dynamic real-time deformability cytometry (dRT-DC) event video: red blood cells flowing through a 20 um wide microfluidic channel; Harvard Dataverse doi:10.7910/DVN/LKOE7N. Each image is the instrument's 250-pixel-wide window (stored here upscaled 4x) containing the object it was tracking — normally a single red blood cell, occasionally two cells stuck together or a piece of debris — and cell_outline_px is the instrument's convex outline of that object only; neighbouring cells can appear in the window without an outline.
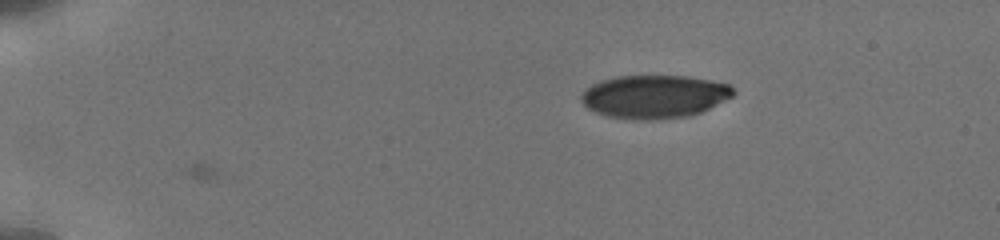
{"species": "human", "species_latin": "Homo sapiens", "temperature_condition": "cold", "stored_images_in_passage": 41, "camera_frame_rate_fps": 3000, "um_per_image_px": 0.085, "donor": {"sex": "male"}, "frame": {"image": 1, "passage_image": 1, "time_ms": 0.0, "image_size_px": [1000, 240], "cell_outline_px": [[736, 92], [732, 96], [700, 112], [688, 116], [660, 120], [632, 120], [608, 116], [596, 112], [588, 108], [580, 100], [580, 96], [592, 84], [600, 80], [616, 76], [688, 76], [712, 80], [728, 84]], "centroid_in_image_um": [55.6, 8.21], "position_along_channel_um": 29.4, "area_um2": 38.32}}
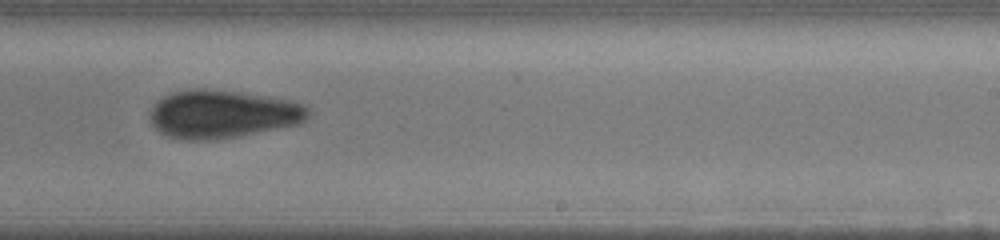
{"frame": {"image": 2, "passage_image": 24, "time_ms": 8.667, "image_size_px": [1000, 240], "cell_outline_px": [[312, 112], [300, 124], [236, 136], [212, 140], [180, 140], [168, 136], [160, 132], [152, 124], [152, 108], [156, 100], [172, 92], [188, 88], [204, 88], [236, 92], [288, 100], [304, 104]], "centroid_in_image_um": [18.89, 9.7], "position_along_channel_um": 270.1, "area_um2": 44.16}}
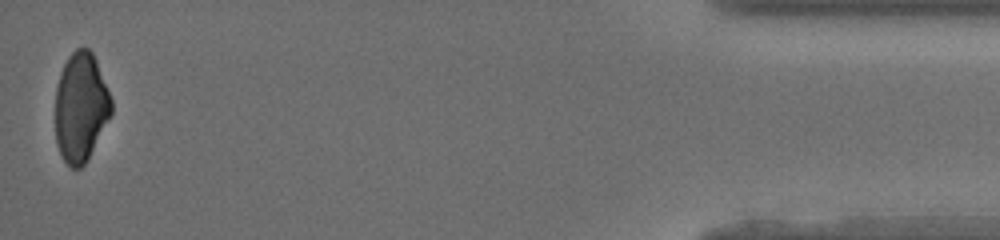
{"frame": {"image": 3, "passage_image": 41, "time_ms": 14.667, "image_size_px": [1000, 240], "cell_outline_px": [[112, 112], [84, 164], [80, 168], [72, 168], [64, 160], [56, 144], [56, 88], [60, 72], [68, 56], [76, 48], [88, 48], [92, 52], [96, 60], [112, 100]], "centroid_in_image_um": [6.85, 9.08], "position_along_channel_um": 428.3, "area_um2": 35.2}, "authors_computed_cell_mechanics": {"area_um2": 42.194, "velocity_mm_per_s": 3.8582, "shape_relaxation_time_tau1_ms": null, "shape_relaxation_time_tau2_ms": 9.8809, "deformation_change_tau1": null, "deformation_change_tau2": 0.1285}}